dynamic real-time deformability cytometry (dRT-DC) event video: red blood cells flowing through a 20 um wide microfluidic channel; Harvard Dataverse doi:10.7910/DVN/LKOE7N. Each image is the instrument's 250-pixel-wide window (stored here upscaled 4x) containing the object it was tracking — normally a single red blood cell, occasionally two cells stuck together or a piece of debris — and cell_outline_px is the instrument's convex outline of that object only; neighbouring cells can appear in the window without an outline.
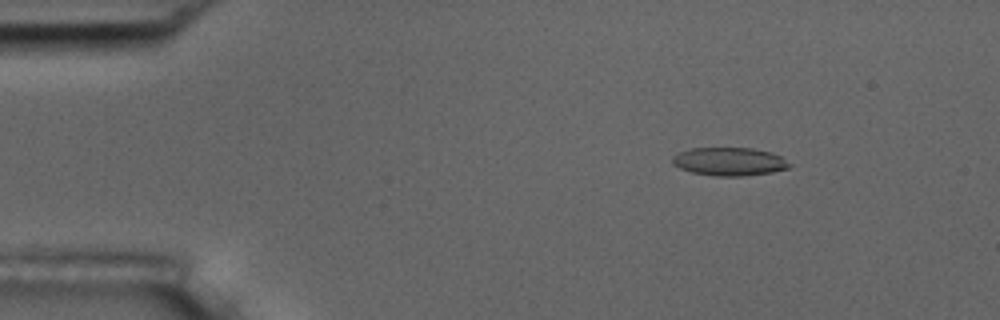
{"species": "common noctule bat (a hibernating species)", "species_latin": "Nyctalus noctula", "temperature_condition": "room temperature", "stored_images_in_passage": 55, "camera_frame_rate_fps": 3000, "um_per_image_px": 0.085, "animal": {"sex": "male", "body_mass_g": 17.5, "forearm_length_mm": 52.3}, "frame": {"image": 1, "passage_image": 8, "time_ms": 2.333, "image_size_px": [1000, 320], "cell_outline_px": [[792, 168], [772, 172], [740, 176], [716, 176], [692, 172], [680, 168], [672, 164], [672, 156], [676, 152], [688, 148], [752, 148], [772, 152], [780, 156], [792, 164]], "centroid_in_image_um": [61.99, 13.72], "position_along_channel_um": 23.0, "area_um2": 19.48}}
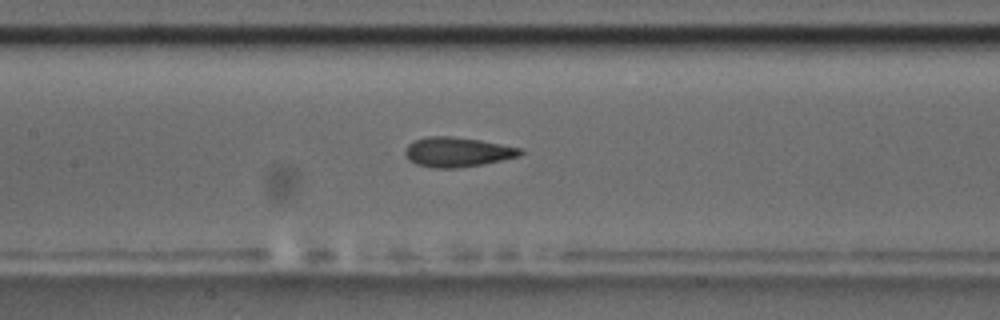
{"frame": {"image": 2, "passage_image": 26, "time_ms": 8.333, "image_size_px": [1000, 320], "cell_outline_px": [[524, 152], [520, 156], [484, 164], [452, 168], [432, 168], [416, 164], [408, 160], [404, 152], [408, 144], [416, 140], [428, 136], [452, 136], [480, 140], [524, 148]], "centroid_in_image_um": [38.9, 12.92], "position_along_channel_um": 168.5, "area_um2": 20.06}}
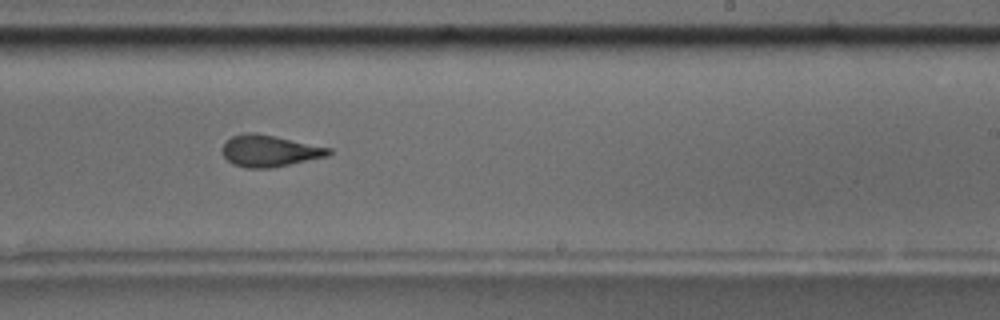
{"frame": {"image": 3, "passage_image": 34, "time_ms": 11.0, "image_size_px": [1000, 320], "cell_outline_px": [[332, 152], [328, 156], [272, 168], [244, 168], [232, 164], [224, 156], [224, 144], [232, 136], [248, 132], [256, 132], [332, 148]], "centroid_in_image_um": [22.94, 12.83], "position_along_channel_um": 266.1, "area_um2": 19.54}, "authors_computed_cell_mechanics": {"area_um2": 19.5942, "velocity_mm_per_s": 3.671, "shape_relaxation_time_tau1_ms": 3.2006, "shape_relaxation_time_tau2_ms": 1.8371, "deformation_change_tau1": 0.1338, "deformation_change_tau2": 0.0968}}